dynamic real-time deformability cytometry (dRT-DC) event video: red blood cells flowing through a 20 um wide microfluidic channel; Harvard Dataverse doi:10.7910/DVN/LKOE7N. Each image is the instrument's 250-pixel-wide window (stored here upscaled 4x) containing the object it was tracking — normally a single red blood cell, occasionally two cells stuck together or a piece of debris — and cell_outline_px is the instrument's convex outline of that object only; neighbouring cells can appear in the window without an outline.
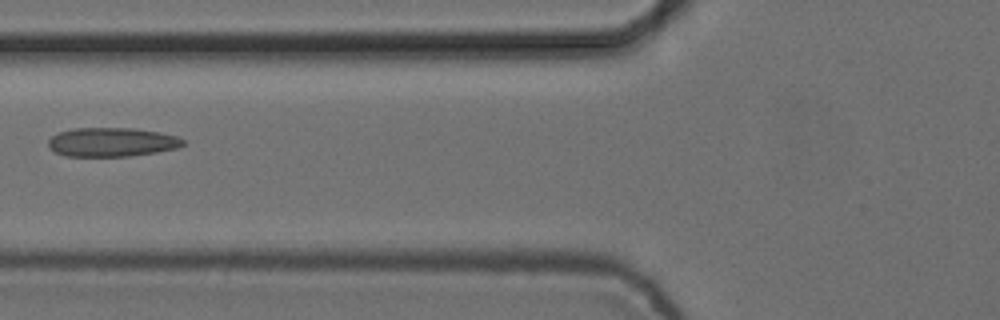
{"species": "common noctule bat (a hibernating species)", "species_latin": "Nyctalus noctula", "temperature_condition": "cold", "stored_images_in_passage": 5, "camera_frame_rate_fps": 3000, "um_per_image_px": 0.085, "animal": {"sex": "female", "body_mass_g": 24.6, "forearm_length_mm": 56.2}, "frame": {"image": 1, "passage_image": 4, "time_ms": 1.0, "image_size_px": [1000, 320], "cell_outline_px": [[184, 144], [176, 148], [156, 152], [128, 156], [64, 156], [48, 148], [48, 140], [52, 136], [60, 132], [76, 128], [132, 128], [160, 132], [176, 136], [184, 140]], "centroid_in_image_um": [9.48, 12.08], "position_along_channel_um": 116.3, "area_um2": 22.66}}
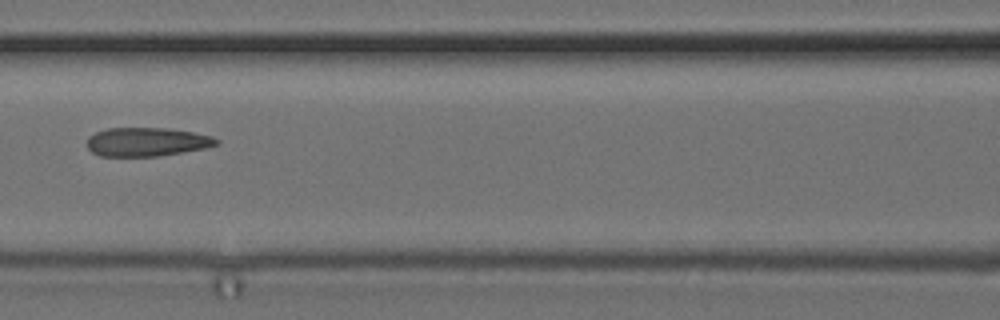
{"frame": {"image": 2, "passage_image": 5, "time_ms": 1.333, "image_size_px": [1000, 320], "cell_outline_px": [[220, 144], [204, 148], [156, 156], [100, 156], [92, 152], [88, 148], [88, 136], [96, 132], [108, 128], [168, 128], [192, 132], [212, 136], [220, 140]], "centroid_in_image_um": [12.48, 12.05], "position_along_channel_um": 154.1, "area_um2": 21.56}}